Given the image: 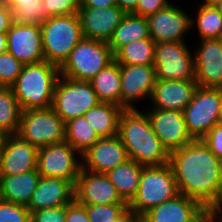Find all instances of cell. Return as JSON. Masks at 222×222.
<instances>
[{"instance_id": "obj_41", "label": "cell", "mask_w": 222, "mask_h": 222, "mask_svg": "<svg viewBox=\"0 0 222 222\" xmlns=\"http://www.w3.org/2000/svg\"><path fill=\"white\" fill-rule=\"evenodd\" d=\"M66 222H90L86 206L80 205L75 200L66 205Z\"/></svg>"}, {"instance_id": "obj_53", "label": "cell", "mask_w": 222, "mask_h": 222, "mask_svg": "<svg viewBox=\"0 0 222 222\" xmlns=\"http://www.w3.org/2000/svg\"><path fill=\"white\" fill-rule=\"evenodd\" d=\"M222 206H220L217 210H216V213H217V215H219L218 216V218H219V220H220V222H222V216L220 215L222 212ZM221 218V219H220Z\"/></svg>"}, {"instance_id": "obj_45", "label": "cell", "mask_w": 222, "mask_h": 222, "mask_svg": "<svg viewBox=\"0 0 222 222\" xmlns=\"http://www.w3.org/2000/svg\"><path fill=\"white\" fill-rule=\"evenodd\" d=\"M194 222H220L216 211L206 210Z\"/></svg>"}, {"instance_id": "obj_34", "label": "cell", "mask_w": 222, "mask_h": 222, "mask_svg": "<svg viewBox=\"0 0 222 222\" xmlns=\"http://www.w3.org/2000/svg\"><path fill=\"white\" fill-rule=\"evenodd\" d=\"M90 222H114L127 210L128 204L83 205Z\"/></svg>"}, {"instance_id": "obj_8", "label": "cell", "mask_w": 222, "mask_h": 222, "mask_svg": "<svg viewBox=\"0 0 222 222\" xmlns=\"http://www.w3.org/2000/svg\"><path fill=\"white\" fill-rule=\"evenodd\" d=\"M17 135L40 148L65 141V123L52 107L24 110Z\"/></svg>"}, {"instance_id": "obj_50", "label": "cell", "mask_w": 222, "mask_h": 222, "mask_svg": "<svg viewBox=\"0 0 222 222\" xmlns=\"http://www.w3.org/2000/svg\"><path fill=\"white\" fill-rule=\"evenodd\" d=\"M222 0H204L202 2V4H205V5H209V6H216L218 5Z\"/></svg>"}, {"instance_id": "obj_22", "label": "cell", "mask_w": 222, "mask_h": 222, "mask_svg": "<svg viewBox=\"0 0 222 222\" xmlns=\"http://www.w3.org/2000/svg\"><path fill=\"white\" fill-rule=\"evenodd\" d=\"M74 200V185L61 178L41 177L27 208L30 213L40 209L55 208Z\"/></svg>"}, {"instance_id": "obj_24", "label": "cell", "mask_w": 222, "mask_h": 222, "mask_svg": "<svg viewBox=\"0 0 222 222\" xmlns=\"http://www.w3.org/2000/svg\"><path fill=\"white\" fill-rule=\"evenodd\" d=\"M40 178L37 170L18 175H1V199L28 206Z\"/></svg>"}, {"instance_id": "obj_9", "label": "cell", "mask_w": 222, "mask_h": 222, "mask_svg": "<svg viewBox=\"0 0 222 222\" xmlns=\"http://www.w3.org/2000/svg\"><path fill=\"white\" fill-rule=\"evenodd\" d=\"M222 88L198 87L192 101L182 111L188 132L194 139H202L218 124Z\"/></svg>"}, {"instance_id": "obj_40", "label": "cell", "mask_w": 222, "mask_h": 222, "mask_svg": "<svg viewBox=\"0 0 222 222\" xmlns=\"http://www.w3.org/2000/svg\"><path fill=\"white\" fill-rule=\"evenodd\" d=\"M169 5L170 3L168 0H139L136 9L132 13L148 17Z\"/></svg>"}, {"instance_id": "obj_35", "label": "cell", "mask_w": 222, "mask_h": 222, "mask_svg": "<svg viewBox=\"0 0 222 222\" xmlns=\"http://www.w3.org/2000/svg\"><path fill=\"white\" fill-rule=\"evenodd\" d=\"M24 64L9 51L0 54V87H11L20 75Z\"/></svg>"}, {"instance_id": "obj_32", "label": "cell", "mask_w": 222, "mask_h": 222, "mask_svg": "<svg viewBox=\"0 0 222 222\" xmlns=\"http://www.w3.org/2000/svg\"><path fill=\"white\" fill-rule=\"evenodd\" d=\"M197 19H191V26L198 28L201 40L222 38V15L216 6L200 4ZM196 22V23H194Z\"/></svg>"}, {"instance_id": "obj_6", "label": "cell", "mask_w": 222, "mask_h": 222, "mask_svg": "<svg viewBox=\"0 0 222 222\" xmlns=\"http://www.w3.org/2000/svg\"><path fill=\"white\" fill-rule=\"evenodd\" d=\"M113 60L114 54L108 43L83 38L59 68L60 75L76 81H89Z\"/></svg>"}, {"instance_id": "obj_39", "label": "cell", "mask_w": 222, "mask_h": 222, "mask_svg": "<svg viewBox=\"0 0 222 222\" xmlns=\"http://www.w3.org/2000/svg\"><path fill=\"white\" fill-rule=\"evenodd\" d=\"M202 140L210 151L222 161V125H215Z\"/></svg>"}, {"instance_id": "obj_10", "label": "cell", "mask_w": 222, "mask_h": 222, "mask_svg": "<svg viewBox=\"0 0 222 222\" xmlns=\"http://www.w3.org/2000/svg\"><path fill=\"white\" fill-rule=\"evenodd\" d=\"M156 80H195L194 56L185 42L155 43Z\"/></svg>"}, {"instance_id": "obj_43", "label": "cell", "mask_w": 222, "mask_h": 222, "mask_svg": "<svg viewBox=\"0 0 222 222\" xmlns=\"http://www.w3.org/2000/svg\"><path fill=\"white\" fill-rule=\"evenodd\" d=\"M117 6L116 0H79V7L105 8Z\"/></svg>"}, {"instance_id": "obj_21", "label": "cell", "mask_w": 222, "mask_h": 222, "mask_svg": "<svg viewBox=\"0 0 222 222\" xmlns=\"http://www.w3.org/2000/svg\"><path fill=\"white\" fill-rule=\"evenodd\" d=\"M197 88L195 80H156L150 100L153 108L182 112Z\"/></svg>"}, {"instance_id": "obj_16", "label": "cell", "mask_w": 222, "mask_h": 222, "mask_svg": "<svg viewBox=\"0 0 222 222\" xmlns=\"http://www.w3.org/2000/svg\"><path fill=\"white\" fill-rule=\"evenodd\" d=\"M191 19L186 11L170 4L147 17L149 36L155 43L185 42L184 34L193 28Z\"/></svg>"}, {"instance_id": "obj_25", "label": "cell", "mask_w": 222, "mask_h": 222, "mask_svg": "<svg viewBox=\"0 0 222 222\" xmlns=\"http://www.w3.org/2000/svg\"><path fill=\"white\" fill-rule=\"evenodd\" d=\"M143 168V165L128 159L106 173L118 194L127 203L137 193Z\"/></svg>"}, {"instance_id": "obj_14", "label": "cell", "mask_w": 222, "mask_h": 222, "mask_svg": "<svg viewBox=\"0 0 222 222\" xmlns=\"http://www.w3.org/2000/svg\"><path fill=\"white\" fill-rule=\"evenodd\" d=\"M146 114L154 133L169 152L195 140L188 132L183 112L153 108Z\"/></svg>"}, {"instance_id": "obj_30", "label": "cell", "mask_w": 222, "mask_h": 222, "mask_svg": "<svg viewBox=\"0 0 222 222\" xmlns=\"http://www.w3.org/2000/svg\"><path fill=\"white\" fill-rule=\"evenodd\" d=\"M100 137L85 119L84 115L71 119L65 123V141L69 143L81 156Z\"/></svg>"}, {"instance_id": "obj_28", "label": "cell", "mask_w": 222, "mask_h": 222, "mask_svg": "<svg viewBox=\"0 0 222 222\" xmlns=\"http://www.w3.org/2000/svg\"><path fill=\"white\" fill-rule=\"evenodd\" d=\"M147 17L126 13L120 25L114 30L108 41L113 54L123 45L132 41L149 38Z\"/></svg>"}, {"instance_id": "obj_27", "label": "cell", "mask_w": 222, "mask_h": 222, "mask_svg": "<svg viewBox=\"0 0 222 222\" xmlns=\"http://www.w3.org/2000/svg\"><path fill=\"white\" fill-rule=\"evenodd\" d=\"M124 109L111 104L99 102L85 114V119L94 128L100 138L118 135L119 119Z\"/></svg>"}, {"instance_id": "obj_31", "label": "cell", "mask_w": 222, "mask_h": 222, "mask_svg": "<svg viewBox=\"0 0 222 222\" xmlns=\"http://www.w3.org/2000/svg\"><path fill=\"white\" fill-rule=\"evenodd\" d=\"M22 109L11 87H0V136L17 134Z\"/></svg>"}, {"instance_id": "obj_4", "label": "cell", "mask_w": 222, "mask_h": 222, "mask_svg": "<svg viewBox=\"0 0 222 222\" xmlns=\"http://www.w3.org/2000/svg\"><path fill=\"white\" fill-rule=\"evenodd\" d=\"M41 31L45 61L59 68L84 38L78 13L50 17L41 24Z\"/></svg>"}, {"instance_id": "obj_2", "label": "cell", "mask_w": 222, "mask_h": 222, "mask_svg": "<svg viewBox=\"0 0 222 222\" xmlns=\"http://www.w3.org/2000/svg\"><path fill=\"white\" fill-rule=\"evenodd\" d=\"M118 137L129 159L143 166L169 164L170 152L154 133L145 111L124 109L120 115Z\"/></svg>"}, {"instance_id": "obj_55", "label": "cell", "mask_w": 222, "mask_h": 222, "mask_svg": "<svg viewBox=\"0 0 222 222\" xmlns=\"http://www.w3.org/2000/svg\"><path fill=\"white\" fill-rule=\"evenodd\" d=\"M0 200H1V175H0Z\"/></svg>"}, {"instance_id": "obj_48", "label": "cell", "mask_w": 222, "mask_h": 222, "mask_svg": "<svg viewBox=\"0 0 222 222\" xmlns=\"http://www.w3.org/2000/svg\"><path fill=\"white\" fill-rule=\"evenodd\" d=\"M7 33H0V54L7 51Z\"/></svg>"}, {"instance_id": "obj_1", "label": "cell", "mask_w": 222, "mask_h": 222, "mask_svg": "<svg viewBox=\"0 0 222 222\" xmlns=\"http://www.w3.org/2000/svg\"><path fill=\"white\" fill-rule=\"evenodd\" d=\"M169 165L181 194L198 201L206 210H217L222 161L202 139L171 151Z\"/></svg>"}, {"instance_id": "obj_7", "label": "cell", "mask_w": 222, "mask_h": 222, "mask_svg": "<svg viewBox=\"0 0 222 222\" xmlns=\"http://www.w3.org/2000/svg\"><path fill=\"white\" fill-rule=\"evenodd\" d=\"M99 102L89 81H76L59 76L54 88L52 108L64 123L83 116Z\"/></svg>"}, {"instance_id": "obj_26", "label": "cell", "mask_w": 222, "mask_h": 222, "mask_svg": "<svg viewBox=\"0 0 222 222\" xmlns=\"http://www.w3.org/2000/svg\"><path fill=\"white\" fill-rule=\"evenodd\" d=\"M89 82L100 102L111 103L120 107V64L113 60L103 70L89 80Z\"/></svg>"}, {"instance_id": "obj_47", "label": "cell", "mask_w": 222, "mask_h": 222, "mask_svg": "<svg viewBox=\"0 0 222 222\" xmlns=\"http://www.w3.org/2000/svg\"><path fill=\"white\" fill-rule=\"evenodd\" d=\"M5 3L9 8H13L19 4L37 3V0H5Z\"/></svg>"}, {"instance_id": "obj_23", "label": "cell", "mask_w": 222, "mask_h": 222, "mask_svg": "<svg viewBox=\"0 0 222 222\" xmlns=\"http://www.w3.org/2000/svg\"><path fill=\"white\" fill-rule=\"evenodd\" d=\"M206 209L196 200L179 194L144 214L149 222H194Z\"/></svg>"}, {"instance_id": "obj_46", "label": "cell", "mask_w": 222, "mask_h": 222, "mask_svg": "<svg viewBox=\"0 0 222 222\" xmlns=\"http://www.w3.org/2000/svg\"><path fill=\"white\" fill-rule=\"evenodd\" d=\"M137 216L135 212L128 209L121 217H119L114 222H133L134 218Z\"/></svg>"}, {"instance_id": "obj_36", "label": "cell", "mask_w": 222, "mask_h": 222, "mask_svg": "<svg viewBox=\"0 0 222 222\" xmlns=\"http://www.w3.org/2000/svg\"><path fill=\"white\" fill-rule=\"evenodd\" d=\"M27 206L0 200V222H30Z\"/></svg>"}, {"instance_id": "obj_5", "label": "cell", "mask_w": 222, "mask_h": 222, "mask_svg": "<svg viewBox=\"0 0 222 222\" xmlns=\"http://www.w3.org/2000/svg\"><path fill=\"white\" fill-rule=\"evenodd\" d=\"M180 192L169 164L144 166L136 195L128 203V209L137 215L173 199Z\"/></svg>"}, {"instance_id": "obj_33", "label": "cell", "mask_w": 222, "mask_h": 222, "mask_svg": "<svg viewBox=\"0 0 222 222\" xmlns=\"http://www.w3.org/2000/svg\"><path fill=\"white\" fill-rule=\"evenodd\" d=\"M10 11L12 24L41 26L45 20L50 18L42 0H37V3L16 5L10 8Z\"/></svg>"}, {"instance_id": "obj_12", "label": "cell", "mask_w": 222, "mask_h": 222, "mask_svg": "<svg viewBox=\"0 0 222 222\" xmlns=\"http://www.w3.org/2000/svg\"><path fill=\"white\" fill-rule=\"evenodd\" d=\"M38 150L17 134L0 136V175L37 170Z\"/></svg>"}, {"instance_id": "obj_13", "label": "cell", "mask_w": 222, "mask_h": 222, "mask_svg": "<svg viewBox=\"0 0 222 222\" xmlns=\"http://www.w3.org/2000/svg\"><path fill=\"white\" fill-rule=\"evenodd\" d=\"M74 200L80 205L128 204L106 174L90 172L82 167L74 185Z\"/></svg>"}, {"instance_id": "obj_49", "label": "cell", "mask_w": 222, "mask_h": 222, "mask_svg": "<svg viewBox=\"0 0 222 222\" xmlns=\"http://www.w3.org/2000/svg\"><path fill=\"white\" fill-rule=\"evenodd\" d=\"M222 205V176H221V187L217 195V209Z\"/></svg>"}, {"instance_id": "obj_11", "label": "cell", "mask_w": 222, "mask_h": 222, "mask_svg": "<svg viewBox=\"0 0 222 222\" xmlns=\"http://www.w3.org/2000/svg\"><path fill=\"white\" fill-rule=\"evenodd\" d=\"M78 152L66 141L40 147L37 171L41 177H54L75 185L82 167L75 155Z\"/></svg>"}, {"instance_id": "obj_44", "label": "cell", "mask_w": 222, "mask_h": 222, "mask_svg": "<svg viewBox=\"0 0 222 222\" xmlns=\"http://www.w3.org/2000/svg\"><path fill=\"white\" fill-rule=\"evenodd\" d=\"M138 2L139 0H116L117 6L125 13H132L136 9Z\"/></svg>"}, {"instance_id": "obj_3", "label": "cell", "mask_w": 222, "mask_h": 222, "mask_svg": "<svg viewBox=\"0 0 222 222\" xmlns=\"http://www.w3.org/2000/svg\"><path fill=\"white\" fill-rule=\"evenodd\" d=\"M59 76V67L47 61L25 64L11 86L22 111L52 107Z\"/></svg>"}, {"instance_id": "obj_29", "label": "cell", "mask_w": 222, "mask_h": 222, "mask_svg": "<svg viewBox=\"0 0 222 222\" xmlns=\"http://www.w3.org/2000/svg\"><path fill=\"white\" fill-rule=\"evenodd\" d=\"M114 60L118 64L154 65L155 42L149 37L125 44L114 53Z\"/></svg>"}, {"instance_id": "obj_20", "label": "cell", "mask_w": 222, "mask_h": 222, "mask_svg": "<svg viewBox=\"0 0 222 222\" xmlns=\"http://www.w3.org/2000/svg\"><path fill=\"white\" fill-rule=\"evenodd\" d=\"M82 158L85 161L84 164L82 162L84 170L104 174L129 159L118 135L100 138L81 155Z\"/></svg>"}, {"instance_id": "obj_54", "label": "cell", "mask_w": 222, "mask_h": 222, "mask_svg": "<svg viewBox=\"0 0 222 222\" xmlns=\"http://www.w3.org/2000/svg\"><path fill=\"white\" fill-rule=\"evenodd\" d=\"M216 7L218 8L220 14L222 15V1L218 5H216Z\"/></svg>"}, {"instance_id": "obj_17", "label": "cell", "mask_w": 222, "mask_h": 222, "mask_svg": "<svg viewBox=\"0 0 222 222\" xmlns=\"http://www.w3.org/2000/svg\"><path fill=\"white\" fill-rule=\"evenodd\" d=\"M7 39V51L24 65L45 61L41 26L11 24Z\"/></svg>"}, {"instance_id": "obj_15", "label": "cell", "mask_w": 222, "mask_h": 222, "mask_svg": "<svg viewBox=\"0 0 222 222\" xmlns=\"http://www.w3.org/2000/svg\"><path fill=\"white\" fill-rule=\"evenodd\" d=\"M121 93L120 107L134 109L133 102L139 99H150L155 82L154 65L120 64Z\"/></svg>"}, {"instance_id": "obj_37", "label": "cell", "mask_w": 222, "mask_h": 222, "mask_svg": "<svg viewBox=\"0 0 222 222\" xmlns=\"http://www.w3.org/2000/svg\"><path fill=\"white\" fill-rule=\"evenodd\" d=\"M50 17L78 13L79 0H42Z\"/></svg>"}, {"instance_id": "obj_42", "label": "cell", "mask_w": 222, "mask_h": 222, "mask_svg": "<svg viewBox=\"0 0 222 222\" xmlns=\"http://www.w3.org/2000/svg\"><path fill=\"white\" fill-rule=\"evenodd\" d=\"M11 24L10 8L5 1L0 0V33H7Z\"/></svg>"}, {"instance_id": "obj_52", "label": "cell", "mask_w": 222, "mask_h": 222, "mask_svg": "<svg viewBox=\"0 0 222 222\" xmlns=\"http://www.w3.org/2000/svg\"><path fill=\"white\" fill-rule=\"evenodd\" d=\"M218 124L222 125V102L219 111Z\"/></svg>"}, {"instance_id": "obj_18", "label": "cell", "mask_w": 222, "mask_h": 222, "mask_svg": "<svg viewBox=\"0 0 222 222\" xmlns=\"http://www.w3.org/2000/svg\"><path fill=\"white\" fill-rule=\"evenodd\" d=\"M194 54L195 81L201 88H222V38L201 40Z\"/></svg>"}, {"instance_id": "obj_19", "label": "cell", "mask_w": 222, "mask_h": 222, "mask_svg": "<svg viewBox=\"0 0 222 222\" xmlns=\"http://www.w3.org/2000/svg\"><path fill=\"white\" fill-rule=\"evenodd\" d=\"M125 14L118 6L79 7L78 16L84 38L108 43Z\"/></svg>"}, {"instance_id": "obj_51", "label": "cell", "mask_w": 222, "mask_h": 222, "mask_svg": "<svg viewBox=\"0 0 222 222\" xmlns=\"http://www.w3.org/2000/svg\"><path fill=\"white\" fill-rule=\"evenodd\" d=\"M133 222H149L144 215H137Z\"/></svg>"}, {"instance_id": "obj_38", "label": "cell", "mask_w": 222, "mask_h": 222, "mask_svg": "<svg viewBox=\"0 0 222 222\" xmlns=\"http://www.w3.org/2000/svg\"><path fill=\"white\" fill-rule=\"evenodd\" d=\"M30 222H66V205L33 211Z\"/></svg>"}]
</instances>
